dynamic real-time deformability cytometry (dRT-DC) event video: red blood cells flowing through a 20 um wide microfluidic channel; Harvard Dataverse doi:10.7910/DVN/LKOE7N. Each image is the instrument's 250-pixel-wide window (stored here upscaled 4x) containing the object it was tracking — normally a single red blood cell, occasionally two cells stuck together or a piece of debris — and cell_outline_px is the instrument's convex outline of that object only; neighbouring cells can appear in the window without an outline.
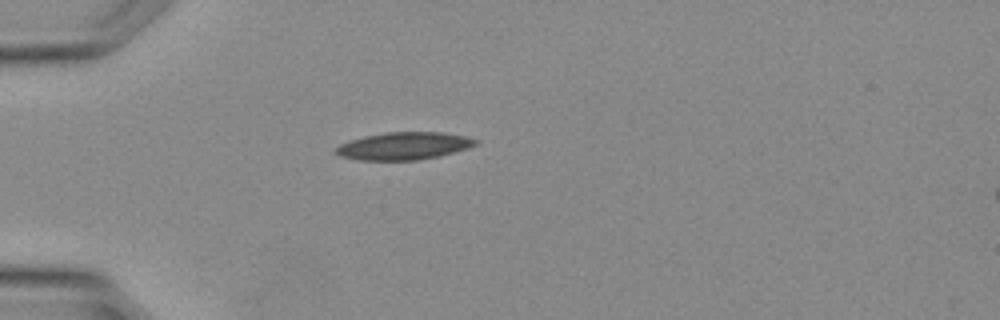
{"species": "Egyptian fruit bat (a non-hibernating species)", "species_latin": "Rousettus aegyptiacus", "temperature_condition": "warm", "stored_images_in_passage": 7, "camera_frame_rate_fps": 3000, "um_per_image_px": 0.085, "animal": {"sex": "female"}, "frame": {"image": 1, "passage_image": 1, "time_ms": 0.0, "image_size_px": [1000, 320], "cell_outline_px": [[480, 140], [476, 144], [468, 148], [440, 156], [416, 160], [360, 160], [340, 156], [336, 152], [336, 148], [340, 144], [364, 136], [388, 132], [444, 132], [464, 136]], "centroid_in_image_um": [34.36, 12.4], "position_along_channel_um": 50.6, "area_um2": 22.25}}
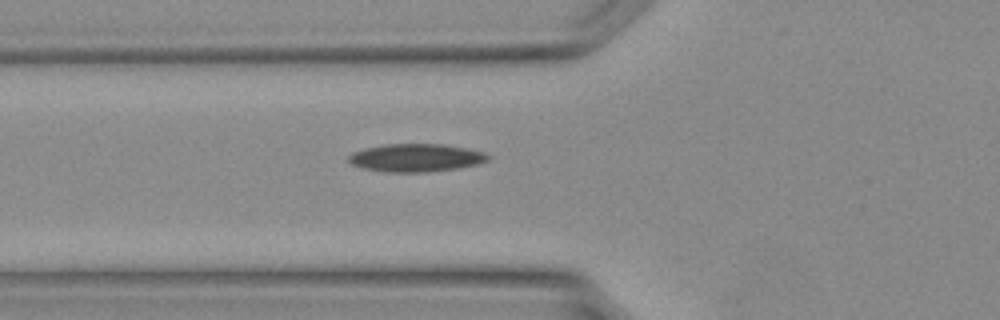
{"frame": {"image": 2, "passage_image": 4, "time_ms": 1.0, "image_size_px": [1000, 320], "cell_outline_px": [[492, 156], [488, 160], [476, 164], [456, 168], [428, 172], [384, 172], [364, 168], [352, 164], [348, 160], [348, 156], [352, 152], [364, 148], [384, 144], [444, 144], [484, 152]], "centroid_in_image_um": [35.33, 13.4], "position_along_channel_um": 90.5, "area_um2": 22.66}}